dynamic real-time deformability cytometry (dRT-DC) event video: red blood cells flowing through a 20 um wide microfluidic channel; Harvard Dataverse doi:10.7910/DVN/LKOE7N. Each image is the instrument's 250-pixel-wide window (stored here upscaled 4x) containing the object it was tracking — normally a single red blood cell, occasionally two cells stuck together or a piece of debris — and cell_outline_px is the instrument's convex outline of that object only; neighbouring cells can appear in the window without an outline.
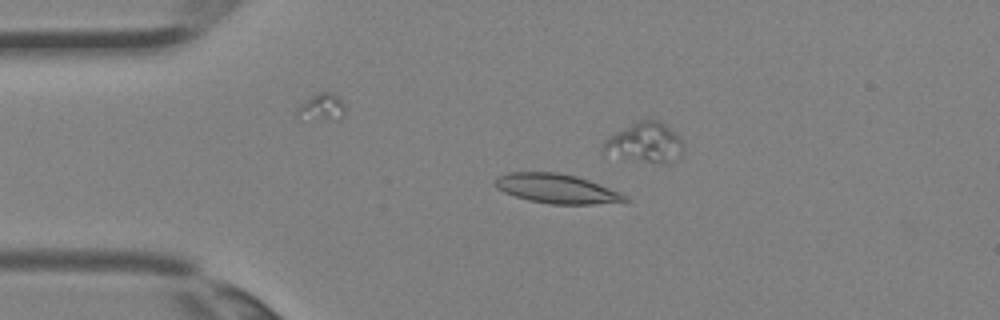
{"species": "Egyptian fruit bat (a non-hibernating species)", "species_latin": "Rousettus aegyptiacus", "temperature_condition": "room temperature", "stored_images_in_passage": 5, "segment_of_instrument_passage": [1, 2], "camera_frame_rate_fps": 3000, "um_per_image_px": 0.085, "animal": {"sex": "female"}, "frame": {"image": 1, "passage_image": 3, "time_ms": 0.667, "image_size_px": [1000, 320], "cell_outline_px": [[632, 200], [592, 204], [552, 204], [528, 200], [504, 192], [496, 188], [496, 176], [508, 172], [556, 172], [576, 176], [588, 180], [620, 192], [628, 196]], "centroid_in_image_um": [47.31, 16.03], "position_along_channel_um": 37.7, "area_um2": 22.08}}